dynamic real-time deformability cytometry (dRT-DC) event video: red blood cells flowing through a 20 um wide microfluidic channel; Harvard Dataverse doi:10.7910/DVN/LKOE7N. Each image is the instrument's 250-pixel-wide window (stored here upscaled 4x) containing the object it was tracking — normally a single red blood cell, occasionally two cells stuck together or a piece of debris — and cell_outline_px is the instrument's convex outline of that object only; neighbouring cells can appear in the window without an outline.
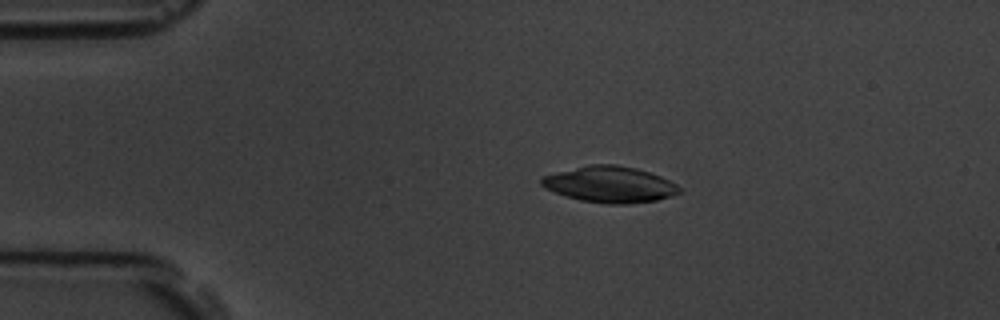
{"species": "common noctule bat (a hibernating species)", "species_latin": "Nyctalus noctula", "temperature_condition": "room temperature", "stored_images_in_passage": 9, "camera_frame_rate_fps": 3000, "um_per_image_px": 0.085, "animal": {"sex": "male", "body_mass_g": 19.5, "forearm_length_mm": 54.6}, "frame": {"image": 1, "passage_image": 4, "time_ms": 3.333, "image_size_px": [1000, 320], "cell_outline_px": [[680, 192], [672, 196], [656, 200], [628, 204], [608, 204], [580, 200], [544, 188], [540, 184], [540, 176], [588, 164], [616, 164], [636, 168], [660, 176], [676, 184], [680, 188]], "centroid_in_image_um": [51.81, 15.67], "position_along_channel_um": 33.2, "area_um2": 29.02}}